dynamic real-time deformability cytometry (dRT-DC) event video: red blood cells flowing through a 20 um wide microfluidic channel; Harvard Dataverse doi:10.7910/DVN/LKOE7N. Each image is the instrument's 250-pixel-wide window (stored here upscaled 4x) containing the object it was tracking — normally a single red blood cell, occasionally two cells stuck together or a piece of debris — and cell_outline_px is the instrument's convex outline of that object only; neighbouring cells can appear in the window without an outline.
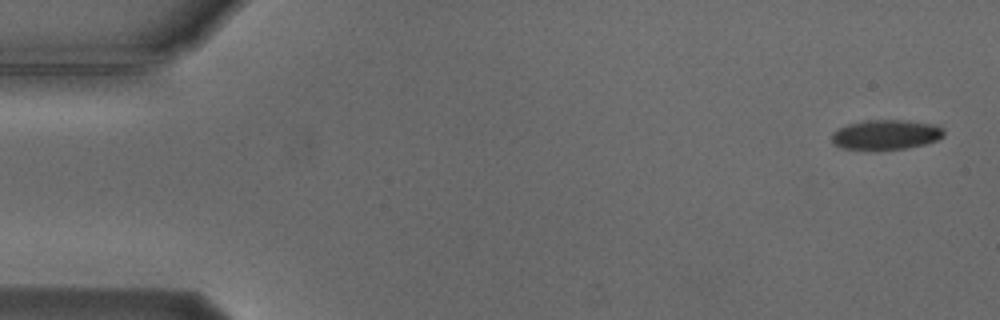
{"species": "Egyptian fruit bat (a non-hibernating species)", "species_latin": "Rousettus aegyptiacus", "temperature_condition": "cold", "stored_images_in_passage": 4, "camera_frame_rate_fps": 3000, "um_per_image_px": 0.085, "animal": {"sex": "male"}, "frame": {"image": 1, "passage_image": 1, "time_ms": 0.0, "image_size_px": [1000, 320], "cell_outline_px": [[944, 136], [936, 140], [924, 144], [904, 148], [844, 148], [832, 144], [832, 132], [836, 128], [848, 124], [864, 120], [904, 120], [940, 124], [944, 128]], "centroid_in_image_um": [75.33, 11.4], "position_along_channel_um": 9.7, "area_um2": 19.36}}
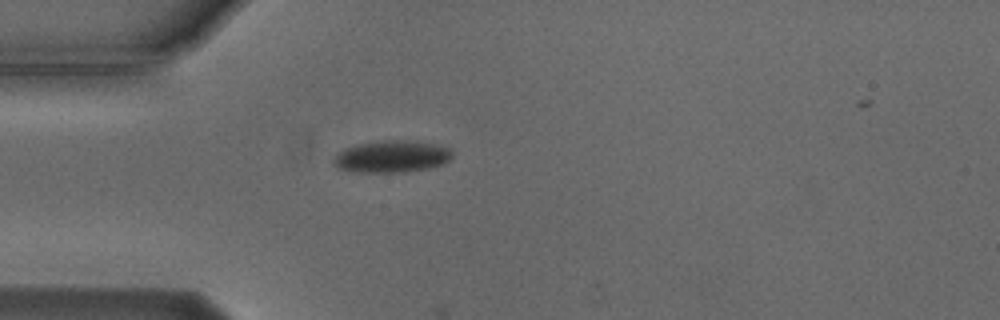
{"frame": {"image": 2, "passage_image": 4, "time_ms": 4.333, "image_size_px": [1000, 320], "cell_outline_px": [[452, 156], [444, 164], [428, 168], [404, 172], [352, 172], [340, 168], [332, 164], [332, 160], [344, 148], [356, 144], [380, 140], [416, 140], [436, 144], [448, 148], [452, 152]], "centroid_in_image_um": [33.29, 13.29], "position_along_channel_um": 51.7, "area_um2": 22.31}}